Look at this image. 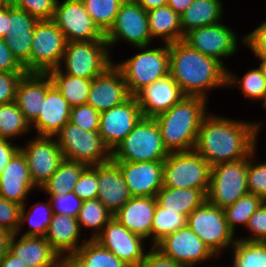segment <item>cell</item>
Returning <instances> with one entry per match:
<instances>
[{
    "label": "cell",
    "mask_w": 266,
    "mask_h": 267,
    "mask_svg": "<svg viewBox=\"0 0 266 267\" xmlns=\"http://www.w3.org/2000/svg\"><path fill=\"white\" fill-rule=\"evenodd\" d=\"M259 124L207 115L203 118L194 150L212 167L248 158L255 151Z\"/></svg>",
    "instance_id": "1"
},
{
    "label": "cell",
    "mask_w": 266,
    "mask_h": 267,
    "mask_svg": "<svg viewBox=\"0 0 266 267\" xmlns=\"http://www.w3.org/2000/svg\"><path fill=\"white\" fill-rule=\"evenodd\" d=\"M169 75L185 96L207 99L206 90L227 86V69L222 61L191 48L183 40L168 44Z\"/></svg>",
    "instance_id": "2"
},
{
    "label": "cell",
    "mask_w": 266,
    "mask_h": 267,
    "mask_svg": "<svg viewBox=\"0 0 266 267\" xmlns=\"http://www.w3.org/2000/svg\"><path fill=\"white\" fill-rule=\"evenodd\" d=\"M205 102L206 99L200 96H185L154 117L169 152L194 150L201 122L206 116Z\"/></svg>",
    "instance_id": "3"
},
{
    "label": "cell",
    "mask_w": 266,
    "mask_h": 267,
    "mask_svg": "<svg viewBox=\"0 0 266 267\" xmlns=\"http://www.w3.org/2000/svg\"><path fill=\"white\" fill-rule=\"evenodd\" d=\"M170 152L163 144L155 118L142 117L134 129L112 151L113 161H164Z\"/></svg>",
    "instance_id": "4"
},
{
    "label": "cell",
    "mask_w": 266,
    "mask_h": 267,
    "mask_svg": "<svg viewBox=\"0 0 266 267\" xmlns=\"http://www.w3.org/2000/svg\"><path fill=\"white\" fill-rule=\"evenodd\" d=\"M64 159L96 166L112 160V152L106 146L99 131H87L68 122L56 134Z\"/></svg>",
    "instance_id": "5"
},
{
    "label": "cell",
    "mask_w": 266,
    "mask_h": 267,
    "mask_svg": "<svg viewBox=\"0 0 266 267\" xmlns=\"http://www.w3.org/2000/svg\"><path fill=\"white\" fill-rule=\"evenodd\" d=\"M211 166L195 150L170 152L164 160L163 186L202 190L207 194Z\"/></svg>",
    "instance_id": "6"
},
{
    "label": "cell",
    "mask_w": 266,
    "mask_h": 267,
    "mask_svg": "<svg viewBox=\"0 0 266 267\" xmlns=\"http://www.w3.org/2000/svg\"><path fill=\"white\" fill-rule=\"evenodd\" d=\"M248 158L219 163L211 167L206 200L225 209L248 192Z\"/></svg>",
    "instance_id": "7"
},
{
    "label": "cell",
    "mask_w": 266,
    "mask_h": 267,
    "mask_svg": "<svg viewBox=\"0 0 266 267\" xmlns=\"http://www.w3.org/2000/svg\"><path fill=\"white\" fill-rule=\"evenodd\" d=\"M122 72L128 91L135 96L144 87L169 74V47L153 48L115 64Z\"/></svg>",
    "instance_id": "8"
},
{
    "label": "cell",
    "mask_w": 266,
    "mask_h": 267,
    "mask_svg": "<svg viewBox=\"0 0 266 267\" xmlns=\"http://www.w3.org/2000/svg\"><path fill=\"white\" fill-rule=\"evenodd\" d=\"M106 40L67 42L63 58V74L93 79L112 64Z\"/></svg>",
    "instance_id": "9"
},
{
    "label": "cell",
    "mask_w": 266,
    "mask_h": 267,
    "mask_svg": "<svg viewBox=\"0 0 266 267\" xmlns=\"http://www.w3.org/2000/svg\"><path fill=\"white\" fill-rule=\"evenodd\" d=\"M187 226L215 255L222 249L235 245V235L228 226L224 209L207 200L188 215Z\"/></svg>",
    "instance_id": "10"
},
{
    "label": "cell",
    "mask_w": 266,
    "mask_h": 267,
    "mask_svg": "<svg viewBox=\"0 0 266 267\" xmlns=\"http://www.w3.org/2000/svg\"><path fill=\"white\" fill-rule=\"evenodd\" d=\"M67 40L52 20L38 21L30 53V73H48L60 68Z\"/></svg>",
    "instance_id": "11"
},
{
    "label": "cell",
    "mask_w": 266,
    "mask_h": 267,
    "mask_svg": "<svg viewBox=\"0 0 266 267\" xmlns=\"http://www.w3.org/2000/svg\"><path fill=\"white\" fill-rule=\"evenodd\" d=\"M119 39L143 50L152 41L147 11L135 0H124L121 3L113 25L105 33V40L109 46H113Z\"/></svg>",
    "instance_id": "12"
},
{
    "label": "cell",
    "mask_w": 266,
    "mask_h": 267,
    "mask_svg": "<svg viewBox=\"0 0 266 267\" xmlns=\"http://www.w3.org/2000/svg\"><path fill=\"white\" fill-rule=\"evenodd\" d=\"M57 0L52 21L63 32L67 42L105 40V34L94 23L82 0Z\"/></svg>",
    "instance_id": "13"
},
{
    "label": "cell",
    "mask_w": 266,
    "mask_h": 267,
    "mask_svg": "<svg viewBox=\"0 0 266 267\" xmlns=\"http://www.w3.org/2000/svg\"><path fill=\"white\" fill-rule=\"evenodd\" d=\"M53 136H38L20 147L26 158L29 174L35 188H41L64 160L57 140Z\"/></svg>",
    "instance_id": "14"
},
{
    "label": "cell",
    "mask_w": 266,
    "mask_h": 267,
    "mask_svg": "<svg viewBox=\"0 0 266 267\" xmlns=\"http://www.w3.org/2000/svg\"><path fill=\"white\" fill-rule=\"evenodd\" d=\"M155 247L184 267H193L216 256L188 226L166 235Z\"/></svg>",
    "instance_id": "15"
},
{
    "label": "cell",
    "mask_w": 266,
    "mask_h": 267,
    "mask_svg": "<svg viewBox=\"0 0 266 267\" xmlns=\"http://www.w3.org/2000/svg\"><path fill=\"white\" fill-rule=\"evenodd\" d=\"M143 117L135 96L100 113L99 134L112 152Z\"/></svg>",
    "instance_id": "16"
},
{
    "label": "cell",
    "mask_w": 266,
    "mask_h": 267,
    "mask_svg": "<svg viewBox=\"0 0 266 267\" xmlns=\"http://www.w3.org/2000/svg\"><path fill=\"white\" fill-rule=\"evenodd\" d=\"M102 247L115 254L129 267H137L144 259L143 237L130 232L116 218L112 217L94 239Z\"/></svg>",
    "instance_id": "17"
},
{
    "label": "cell",
    "mask_w": 266,
    "mask_h": 267,
    "mask_svg": "<svg viewBox=\"0 0 266 267\" xmlns=\"http://www.w3.org/2000/svg\"><path fill=\"white\" fill-rule=\"evenodd\" d=\"M183 41L200 53L216 58L228 57L237 50V38L232 29L220 22L187 32Z\"/></svg>",
    "instance_id": "18"
},
{
    "label": "cell",
    "mask_w": 266,
    "mask_h": 267,
    "mask_svg": "<svg viewBox=\"0 0 266 267\" xmlns=\"http://www.w3.org/2000/svg\"><path fill=\"white\" fill-rule=\"evenodd\" d=\"M130 97L122 72L112 64L92 79L87 104L101 113L124 103Z\"/></svg>",
    "instance_id": "19"
},
{
    "label": "cell",
    "mask_w": 266,
    "mask_h": 267,
    "mask_svg": "<svg viewBox=\"0 0 266 267\" xmlns=\"http://www.w3.org/2000/svg\"><path fill=\"white\" fill-rule=\"evenodd\" d=\"M122 172L132 197H155L163 187L164 161H114Z\"/></svg>",
    "instance_id": "20"
},
{
    "label": "cell",
    "mask_w": 266,
    "mask_h": 267,
    "mask_svg": "<svg viewBox=\"0 0 266 267\" xmlns=\"http://www.w3.org/2000/svg\"><path fill=\"white\" fill-rule=\"evenodd\" d=\"M143 117H152L169 110L185 95L168 74L144 87L135 95Z\"/></svg>",
    "instance_id": "21"
},
{
    "label": "cell",
    "mask_w": 266,
    "mask_h": 267,
    "mask_svg": "<svg viewBox=\"0 0 266 267\" xmlns=\"http://www.w3.org/2000/svg\"><path fill=\"white\" fill-rule=\"evenodd\" d=\"M52 84L48 73H26L19 80L15 102L30 125L42 111L47 89Z\"/></svg>",
    "instance_id": "22"
},
{
    "label": "cell",
    "mask_w": 266,
    "mask_h": 267,
    "mask_svg": "<svg viewBox=\"0 0 266 267\" xmlns=\"http://www.w3.org/2000/svg\"><path fill=\"white\" fill-rule=\"evenodd\" d=\"M122 172L118 165L110 160L98 165V200L115 214L130 198Z\"/></svg>",
    "instance_id": "23"
},
{
    "label": "cell",
    "mask_w": 266,
    "mask_h": 267,
    "mask_svg": "<svg viewBox=\"0 0 266 267\" xmlns=\"http://www.w3.org/2000/svg\"><path fill=\"white\" fill-rule=\"evenodd\" d=\"M34 187L26 158L19 150L0 172V195L22 206Z\"/></svg>",
    "instance_id": "24"
},
{
    "label": "cell",
    "mask_w": 266,
    "mask_h": 267,
    "mask_svg": "<svg viewBox=\"0 0 266 267\" xmlns=\"http://www.w3.org/2000/svg\"><path fill=\"white\" fill-rule=\"evenodd\" d=\"M12 234L9 251L25 262L28 267H59L60 256L43 236H21ZM17 240V241H16Z\"/></svg>",
    "instance_id": "25"
},
{
    "label": "cell",
    "mask_w": 266,
    "mask_h": 267,
    "mask_svg": "<svg viewBox=\"0 0 266 267\" xmlns=\"http://www.w3.org/2000/svg\"><path fill=\"white\" fill-rule=\"evenodd\" d=\"M156 204L155 197H131L113 217L130 232L146 239L151 236Z\"/></svg>",
    "instance_id": "26"
},
{
    "label": "cell",
    "mask_w": 266,
    "mask_h": 267,
    "mask_svg": "<svg viewBox=\"0 0 266 267\" xmlns=\"http://www.w3.org/2000/svg\"><path fill=\"white\" fill-rule=\"evenodd\" d=\"M70 113L71 106L52 84L47 89L42 111L30 126L35 124L38 136L56 137V134L69 122Z\"/></svg>",
    "instance_id": "27"
},
{
    "label": "cell",
    "mask_w": 266,
    "mask_h": 267,
    "mask_svg": "<svg viewBox=\"0 0 266 267\" xmlns=\"http://www.w3.org/2000/svg\"><path fill=\"white\" fill-rule=\"evenodd\" d=\"M80 227L75 217L53 213L47 233L44 236L53 250L62 257L76 253L82 246L79 243ZM80 244V245H78Z\"/></svg>",
    "instance_id": "28"
},
{
    "label": "cell",
    "mask_w": 266,
    "mask_h": 267,
    "mask_svg": "<svg viewBox=\"0 0 266 267\" xmlns=\"http://www.w3.org/2000/svg\"><path fill=\"white\" fill-rule=\"evenodd\" d=\"M147 16L152 39L164 37L166 44L184 39L180 15L167 4L147 11Z\"/></svg>",
    "instance_id": "29"
},
{
    "label": "cell",
    "mask_w": 266,
    "mask_h": 267,
    "mask_svg": "<svg viewBox=\"0 0 266 267\" xmlns=\"http://www.w3.org/2000/svg\"><path fill=\"white\" fill-rule=\"evenodd\" d=\"M159 206L179 212L186 217L203 202L206 194L202 190L163 186L155 196Z\"/></svg>",
    "instance_id": "30"
},
{
    "label": "cell",
    "mask_w": 266,
    "mask_h": 267,
    "mask_svg": "<svg viewBox=\"0 0 266 267\" xmlns=\"http://www.w3.org/2000/svg\"><path fill=\"white\" fill-rule=\"evenodd\" d=\"M222 12L220 0H194L180 15L183 34L195 28L219 23Z\"/></svg>",
    "instance_id": "31"
},
{
    "label": "cell",
    "mask_w": 266,
    "mask_h": 267,
    "mask_svg": "<svg viewBox=\"0 0 266 267\" xmlns=\"http://www.w3.org/2000/svg\"><path fill=\"white\" fill-rule=\"evenodd\" d=\"M48 75L71 107L87 104L92 79L63 74L61 68L50 70Z\"/></svg>",
    "instance_id": "32"
},
{
    "label": "cell",
    "mask_w": 266,
    "mask_h": 267,
    "mask_svg": "<svg viewBox=\"0 0 266 267\" xmlns=\"http://www.w3.org/2000/svg\"><path fill=\"white\" fill-rule=\"evenodd\" d=\"M87 165L64 159L49 180L40 188L50 196L64 195L73 191Z\"/></svg>",
    "instance_id": "33"
},
{
    "label": "cell",
    "mask_w": 266,
    "mask_h": 267,
    "mask_svg": "<svg viewBox=\"0 0 266 267\" xmlns=\"http://www.w3.org/2000/svg\"><path fill=\"white\" fill-rule=\"evenodd\" d=\"M187 226V217L179 212L168 210L156 204L154 212L151 237L155 246L166 235Z\"/></svg>",
    "instance_id": "34"
},
{
    "label": "cell",
    "mask_w": 266,
    "mask_h": 267,
    "mask_svg": "<svg viewBox=\"0 0 266 267\" xmlns=\"http://www.w3.org/2000/svg\"><path fill=\"white\" fill-rule=\"evenodd\" d=\"M232 267H266V243L236 239Z\"/></svg>",
    "instance_id": "35"
},
{
    "label": "cell",
    "mask_w": 266,
    "mask_h": 267,
    "mask_svg": "<svg viewBox=\"0 0 266 267\" xmlns=\"http://www.w3.org/2000/svg\"><path fill=\"white\" fill-rule=\"evenodd\" d=\"M76 254L89 267H129L94 239H88L84 243L82 242V246L76 251Z\"/></svg>",
    "instance_id": "36"
},
{
    "label": "cell",
    "mask_w": 266,
    "mask_h": 267,
    "mask_svg": "<svg viewBox=\"0 0 266 267\" xmlns=\"http://www.w3.org/2000/svg\"><path fill=\"white\" fill-rule=\"evenodd\" d=\"M26 204L22 205L20 212V226L17 234L24 222H29L30 230L22 236H45L53 215L50 201L48 203H37L31 208V211L26 212ZM34 207V208H33ZM39 216V217H38Z\"/></svg>",
    "instance_id": "37"
},
{
    "label": "cell",
    "mask_w": 266,
    "mask_h": 267,
    "mask_svg": "<svg viewBox=\"0 0 266 267\" xmlns=\"http://www.w3.org/2000/svg\"><path fill=\"white\" fill-rule=\"evenodd\" d=\"M113 214L96 199L84 200L82 202L79 215L77 217L79 227L98 229L90 239H95L101 232Z\"/></svg>",
    "instance_id": "38"
},
{
    "label": "cell",
    "mask_w": 266,
    "mask_h": 267,
    "mask_svg": "<svg viewBox=\"0 0 266 267\" xmlns=\"http://www.w3.org/2000/svg\"><path fill=\"white\" fill-rule=\"evenodd\" d=\"M30 129L15 101L0 105V138L10 140Z\"/></svg>",
    "instance_id": "39"
},
{
    "label": "cell",
    "mask_w": 266,
    "mask_h": 267,
    "mask_svg": "<svg viewBox=\"0 0 266 267\" xmlns=\"http://www.w3.org/2000/svg\"><path fill=\"white\" fill-rule=\"evenodd\" d=\"M263 202L260 197L247 193L232 205L226 207L224 209L226 221L231 231L234 233L236 224H242L246 227L250 217Z\"/></svg>",
    "instance_id": "40"
},
{
    "label": "cell",
    "mask_w": 266,
    "mask_h": 267,
    "mask_svg": "<svg viewBox=\"0 0 266 267\" xmlns=\"http://www.w3.org/2000/svg\"><path fill=\"white\" fill-rule=\"evenodd\" d=\"M124 0H82L94 23L105 34L113 25Z\"/></svg>",
    "instance_id": "41"
},
{
    "label": "cell",
    "mask_w": 266,
    "mask_h": 267,
    "mask_svg": "<svg viewBox=\"0 0 266 267\" xmlns=\"http://www.w3.org/2000/svg\"><path fill=\"white\" fill-rule=\"evenodd\" d=\"M234 84H240L242 93L250 99H263L266 93V80L259 68L248 71L241 80H236L233 74L227 72V86Z\"/></svg>",
    "instance_id": "42"
},
{
    "label": "cell",
    "mask_w": 266,
    "mask_h": 267,
    "mask_svg": "<svg viewBox=\"0 0 266 267\" xmlns=\"http://www.w3.org/2000/svg\"><path fill=\"white\" fill-rule=\"evenodd\" d=\"M38 20L9 2L8 31L6 37L33 35Z\"/></svg>",
    "instance_id": "43"
},
{
    "label": "cell",
    "mask_w": 266,
    "mask_h": 267,
    "mask_svg": "<svg viewBox=\"0 0 266 267\" xmlns=\"http://www.w3.org/2000/svg\"><path fill=\"white\" fill-rule=\"evenodd\" d=\"M14 7L24 10L38 21L52 20L57 0H8Z\"/></svg>",
    "instance_id": "44"
},
{
    "label": "cell",
    "mask_w": 266,
    "mask_h": 267,
    "mask_svg": "<svg viewBox=\"0 0 266 267\" xmlns=\"http://www.w3.org/2000/svg\"><path fill=\"white\" fill-rule=\"evenodd\" d=\"M73 192L82 200L98 197V165L87 166L76 182Z\"/></svg>",
    "instance_id": "45"
},
{
    "label": "cell",
    "mask_w": 266,
    "mask_h": 267,
    "mask_svg": "<svg viewBox=\"0 0 266 267\" xmlns=\"http://www.w3.org/2000/svg\"><path fill=\"white\" fill-rule=\"evenodd\" d=\"M69 122L87 131H99L100 112L91 105L71 107Z\"/></svg>",
    "instance_id": "46"
},
{
    "label": "cell",
    "mask_w": 266,
    "mask_h": 267,
    "mask_svg": "<svg viewBox=\"0 0 266 267\" xmlns=\"http://www.w3.org/2000/svg\"><path fill=\"white\" fill-rule=\"evenodd\" d=\"M253 155H255L254 151L248 157V192L266 201V162L253 164L251 160Z\"/></svg>",
    "instance_id": "47"
},
{
    "label": "cell",
    "mask_w": 266,
    "mask_h": 267,
    "mask_svg": "<svg viewBox=\"0 0 266 267\" xmlns=\"http://www.w3.org/2000/svg\"><path fill=\"white\" fill-rule=\"evenodd\" d=\"M33 35H20L5 37V43L10 48L12 54L18 62L24 67L27 73H30V53Z\"/></svg>",
    "instance_id": "48"
},
{
    "label": "cell",
    "mask_w": 266,
    "mask_h": 267,
    "mask_svg": "<svg viewBox=\"0 0 266 267\" xmlns=\"http://www.w3.org/2000/svg\"><path fill=\"white\" fill-rule=\"evenodd\" d=\"M21 205L0 195V229L15 234L20 226Z\"/></svg>",
    "instance_id": "49"
},
{
    "label": "cell",
    "mask_w": 266,
    "mask_h": 267,
    "mask_svg": "<svg viewBox=\"0 0 266 267\" xmlns=\"http://www.w3.org/2000/svg\"><path fill=\"white\" fill-rule=\"evenodd\" d=\"M82 200L73 192L64 195L50 196L52 212L77 218L82 205Z\"/></svg>",
    "instance_id": "50"
},
{
    "label": "cell",
    "mask_w": 266,
    "mask_h": 267,
    "mask_svg": "<svg viewBox=\"0 0 266 267\" xmlns=\"http://www.w3.org/2000/svg\"><path fill=\"white\" fill-rule=\"evenodd\" d=\"M250 230L254 236L241 238L248 242H265L266 241V201L250 217L246 229Z\"/></svg>",
    "instance_id": "51"
},
{
    "label": "cell",
    "mask_w": 266,
    "mask_h": 267,
    "mask_svg": "<svg viewBox=\"0 0 266 267\" xmlns=\"http://www.w3.org/2000/svg\"><path fill=\"white\" fill-rule=\"evenodd\" d=\"M25 74L0 72V105L15 101L18 82Z\"/></svg>",
    "instance_id": "52"
},
{
    "label": "cell",
    "mask_w": 266,
    "mask_h": 267,
    "mask_svg": "<svg viewBox=\"0 0 266 267\" xmlns=\"http://www.w3.org/2000/svg\"><path fill=\"white\" fill-rule=\"evenodd\" d=\"M243 42L248 45L258 57H266V22L260 24L253 32L247 34Z\"/></svg>",
    "instance_id": "53"
},
{
    "label": "cell",
    "mask_w": 266,
    "mask_h": 267,
    "mask_svg": "<svg viewBox=\"0 0 266 267\" xmlns=\"http://www.w3.org/2000/svg\"><path fill=\"white\" fill-rule=\"evenodd\" d=\"M0 72L27 73L12 54L4 38H0Z\"/></svg>",
    "instance_id": "54"
},
{
    "label": "cell",
    "mask_w": 266,
    "mask_h": 267,
    "mask_svg": "<svg viewBox=\"0 0 266 267\" xmlns=\"http://www.w3.org/2000/svg\"><path fill=\"white\" fill-rule=\"evenodd\" d=\"M137 267H184L182 264L165 256L155 246L145 254L144 259Z\"/></svg>",
    "instance_id": "55"
},
{
    "label": "cell",
    "mask_w": 266,
    "mask_h": 267,
    "mask_svg": "<svg viewBox=\"0 0 266 267\" xmlns=\"http://www.w3.org/2000/svg\"><path fill=\"white\" fill-rule=\"evenodd\" d=\"M0 138V172L9 163L11 158L20 150V146H13L12 141Z\"/></svg>",
    "instance_id": "56"
},
{
    "label": "cell",
    "mask_w": 266,
    "mask_h": 267,
    "mask_svg": "<svg viewBox=\"0 0 266 267\" xmlns=\"http://www.w3.org/2000/svg\"><path fill=\"white\" fill-rule=\"evenodd\" d=\"M59 267H89L76 253L60 257Z\"/></svg>",
    "instance_id": "57"
},
{
    "label": "cell",
    "mask_w": 266,
    "mask_h": 267,
    "mask_svg": "<svg viewBox=\"0 0 266 267\" xmlns=\"http://www.w3.org/2000/svg\"><path fill=\"white\" fill-rule=\"evenodd\" d=\"M9 1L0 6V38H5L8 31Z\"/></svg>",
    "instance_id": "58"
},
{
    "label": "cell",
    "mask_w": 266,
    "mask_h": 267,
    "mask_svg": "<svg viewBox=\"0 0 266 267\" xmlns=\"http://www.w3.org/2000/svg\"><path fill=\"white\" fill-rule=\"evenodd\" d=\"M0 267H28L25 262H22L19 257L8 251L4 258L0 261Z\"/></svg>",
    "instance_id": "59"
},
{
    "label": "cell",
    "mask_w": 266,
    "mask_h": 267,
    "mask_svg": "<svg viewBox=\"0 0 266 267\" xmlns=\"http://www.w3.org/2000/svg\"><path fill=\"white\" fill-rule=\"evenodd\" d=\"M12 234L6 230L0 229V261L4 258L5 254L9 251V242Z\"/></svg>",
    "instance_id": "60"
},
{
    "label": "cell",
    "mask_w": 266,
    "mask_h": 267,
    "mask_svg": "<svg viewBox=\"0 0 266 267\" xmlns=\"http://www.w3.org/2000/svg\"><path fill=\"white\" fill-rule=\"evenodd\" d=\"M194 0H168L170 6L177 14L181 15Z\"/></svg>",
    "instance_id": "61"
},
{
    "label": "cell",
    "mask_w": 266,
    "mask_h": 267,
    "mask_svg": "<svg viewBox=\"0 0 266 267\" xmlns=\"http://www.w3.org/2000/svg\"><path fill=\"white\" fill-rule=\"evenodd\" d=\"M145 11L166 5L168 0H135Z\"/></svg>",
    "instance_id": "62"
},
{
    "label": "cell",
    "mask_w": 266,
    "mask_h": 267,
    "mask_svg": "<svg viewBox=\"0 0 266 267\" xmlns=\"http://www.w3.org/2000/svg\"><path fill=\"white\" fill-rule=\"evenodd\" d=\"M261 60V64L259 66V69L261 70V73L266 80V57H259Z\"/></svg>",
    "instance_id": "63"
},
{
    "label": "cell",
    "mask_w": 266,
    "mask_h": 267,
    "mask_svg": "<svg viewBox=\"0 0 266 267\" xmlns=\"http://www.w3.org/2000/svg\"><path fill=\"white\" fill-rule=\"evenodd\" d=\"M262 100H264L262 106H263V108H266V93L264 94V97Z\"/></svg>",
    "instance_id": "64"
},
{
    "label": "cell",
    "mask_w": 266,
    "mask_h": 267,
    "mask_svg": "<svg viewBox=\"0 0 266 267\" xmlns=\"http://www.w3.org/2000/svg\"><path fill=\"white\" fill-rule=\"evenodd\" d=\"M8 0H0V6H2L4 3H6Z\"/></svg>",
    "instance_id": "65"
}]
</instances>
